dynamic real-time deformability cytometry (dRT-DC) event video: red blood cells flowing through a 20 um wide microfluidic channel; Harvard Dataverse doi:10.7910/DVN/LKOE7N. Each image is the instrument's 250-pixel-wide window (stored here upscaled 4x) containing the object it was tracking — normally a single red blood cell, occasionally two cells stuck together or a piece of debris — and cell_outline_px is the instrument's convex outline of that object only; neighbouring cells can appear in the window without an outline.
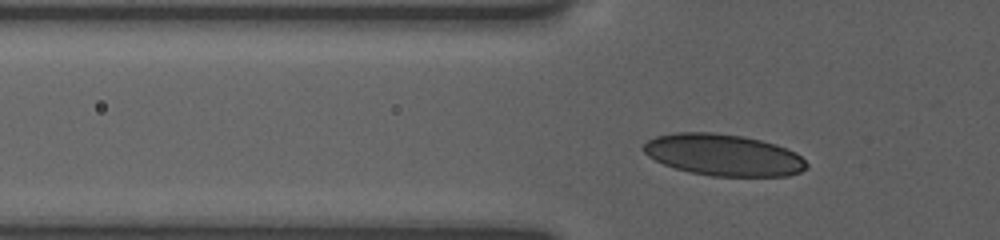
{"species": "human", "species_latin": "Homo sapiens", "temperature_condition": "room temperature", "stored_images_in_passage": 45, "camera_frame_rate_fps": 3000, "um_per_image_px": 0.085, "donor": {"sex": "female"}, "frame": {"image": 1, "passage_image": 8, "time_ms": 2.333, "image_size_px": [1000, 240], "cell_outline_px": [[808, 168], [800, 172], [788, 176], [712, 176], [688, 172], [664, 164], [648, 156], [640, 148], [648, 140], [656, 136], [676, 132], [712, 132], [744, 136], [776, 144], [788, 148], [796, 152], [808, 164]], "centroid_in_image_um": [61.5, 13.17], "position_along_channel_um": 64.3, "area_um2": 39.77}}
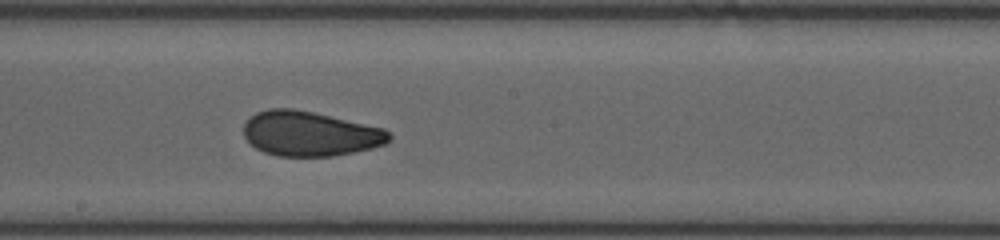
{"frame": {"image": 2, "passage_image": 21, "time_ms": 6.667, "image_size_px": [1000, 240], "cell_outline_px": [[392, 136], [384, 144], [372, 148], [332, 156], [276, 156], [264, 152], [256, 148], [244, 136], [244, 124], [256, 112], [268, 108], [292, 108], [312, 112], [384, 128]], "centroid_in_image_um": [26.32, 11.36], "position_along_channel_um": 221.9, "area_um2": 37.69}}
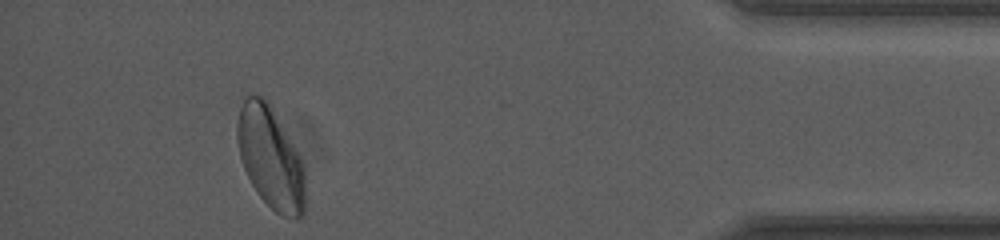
{"frame": {"image": 3, "passage_image": 40, "time_ms": 13.0, "image_size_px": [1000, 240], "cell_outline_px": [[304, 212], [296, 220], [280, 216], [256, 192], [244, 168], [240, 156], [236, 140], [236, 124], [240, 108], [244, 100], [248, 96], [260, 96], [268, 104], [300, 156], [304, 164]], "centroid_in_image_um": [22.98, 13.47], "position_along_channel_um": 412.2, "area_um2": 39.65}}